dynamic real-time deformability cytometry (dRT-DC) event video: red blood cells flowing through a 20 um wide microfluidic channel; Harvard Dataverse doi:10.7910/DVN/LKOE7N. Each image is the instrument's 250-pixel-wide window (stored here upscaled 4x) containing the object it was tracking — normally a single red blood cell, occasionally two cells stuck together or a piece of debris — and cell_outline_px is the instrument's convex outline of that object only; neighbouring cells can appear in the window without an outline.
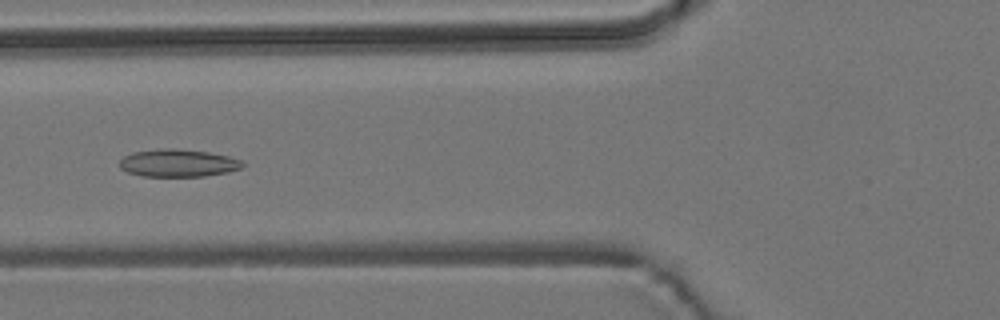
{"species": "common noctule bat (a hibernating species)", "species_latin": "Nyctalus noctula", "temperature_condition": "room temperature", "stored_images_in_passage": 7, "camera_frame_rate_fps": 3000, "um_per_image_px": 0.085, "animal": {"sex": "male", "body_mass_g": 19.2, "forearm_length_mm": 51.8}, "frame": {"image": 1, "passage_image": 4, "time_ms": 5.0, "image_size_px": [1000, 320], "cell_outline_px": [[244, 164], [240, 168], [228, 172], [204, 176], [144, 176], [128, 172], [120, 168], [120, 160], [124, 156], [132, 152], [160, 148], [172, 148], [208, 152], [228, 156], [240, 160]], "centroid_in_image_um": [15.11, 13.85], "position_along_channel_um": 110.7, "area_um2": 19.65}}
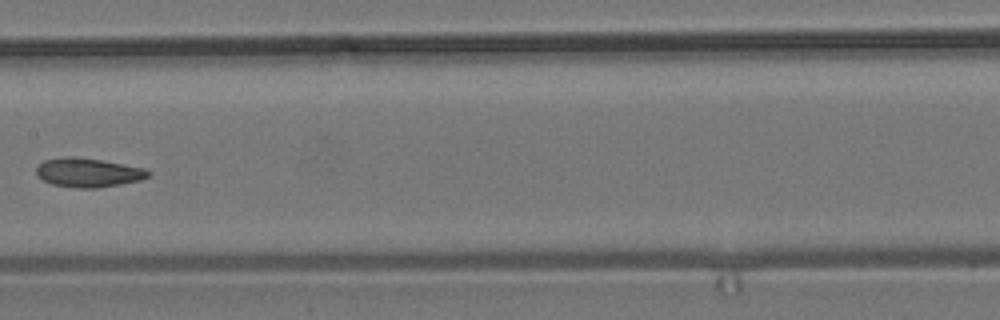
{"frame": {"image": 2, "passage_image": 6, "time_ms": 7.333, "image_size_px": [1000, 320], "cell_outline_px": [[152, 172], [148, 176], [140, 180], [120, 184], [96, 188], [72, 188], [52, 184], [36, 176], [36, 168], [44, 160], [64, 156], [72, 156], [100, 160], [144, 168]], "centroid_in_image_um": [7.46, 14.67], "position_along_channel_um": 199.9, "area_um2": 18.9}}
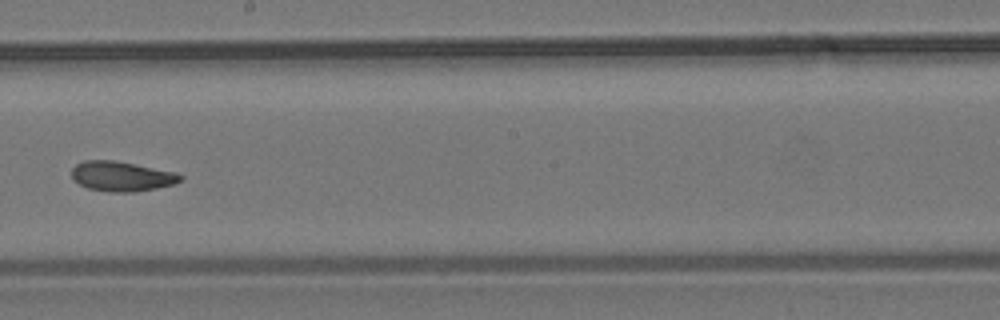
{"frame": {"image": 3, "passage_image": 7, "time_ms": 8.333, "image_size_px": [1000, 320], "cell_outline_px": [[184, 180], [176, 184], [136, 192], [112, 192], [88, 188], [80, 184], [72, 176], [72, 168], [76, 164], [84, 160], [112, 160], [176, 172], [184, 176]], "centroid_in_image_um": [10.39, 14.99], "position_along_channel_um": 237.8, "area_um2": 18.9}}